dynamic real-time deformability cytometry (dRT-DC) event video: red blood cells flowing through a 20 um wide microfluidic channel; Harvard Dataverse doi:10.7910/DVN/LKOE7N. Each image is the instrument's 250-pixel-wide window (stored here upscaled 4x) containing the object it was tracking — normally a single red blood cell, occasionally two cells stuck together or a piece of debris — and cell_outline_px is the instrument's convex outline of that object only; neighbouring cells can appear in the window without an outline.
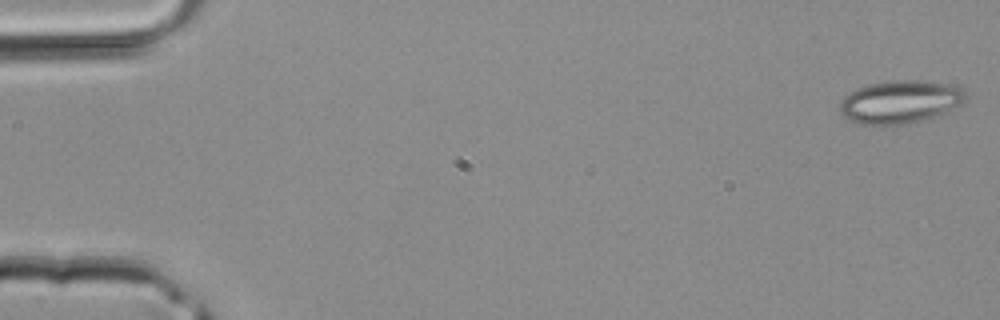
{"species": "common noctule bat (a hibernating species)", "species_latin": "Nyctalus noctula", "temperature_condition": "room temperature", "stored_images_in_passage": 40, "camera_frame_rate_fps": 3000, "um_per_image_px": 0.085, "animal": {"sex": "male", "body_mass_g": 20.4}, "frame": {"image": 1, "passage_image": 1, "time_ms": 0.0, "image_size_px": [1000, 320], "cell_outline_px": [[964, 100], [960, 104], [936, 116], [908, 124], [860, 124], [844, 116], [840, 112], [840, 100], [844, 96], [856, 88], [868, 84], [888, 80], [916, 80], [948, 84], [960, 88], [964, 92]], "centroid_in_image_um": [76.46, 8.65], "position_along_channel_um": 8.5, "area_um2": 31.15}}
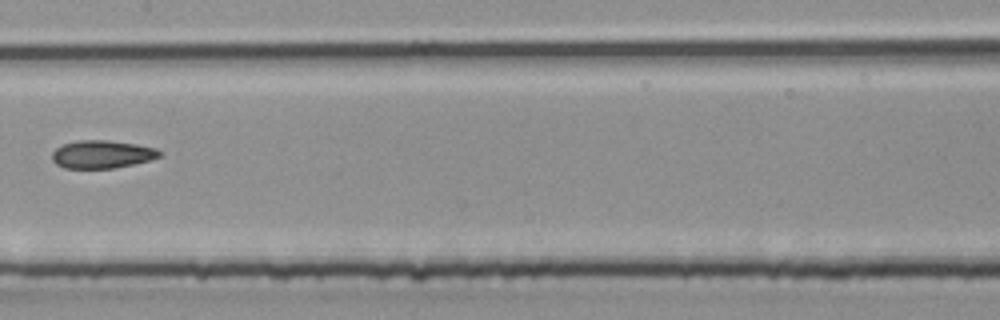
{"frame": {"image": 2, "passage_image": 21, "time_ms": 6.667, "image_size_px": [1000, 320], "cell_outline_px": [[164, 152], [160, 156], [148, 160], [132, 164], [112, 168], [64, 168], [56, 164], [52, 160], [52, 152], [56, 148], [64, 144], [76, 140], [108, 140], [136, 144], [156, 148]], "centroid_in_image_um": [8.66, 13.11], "position_along_channel_um": 198.7, "area_um2": 17.46}}
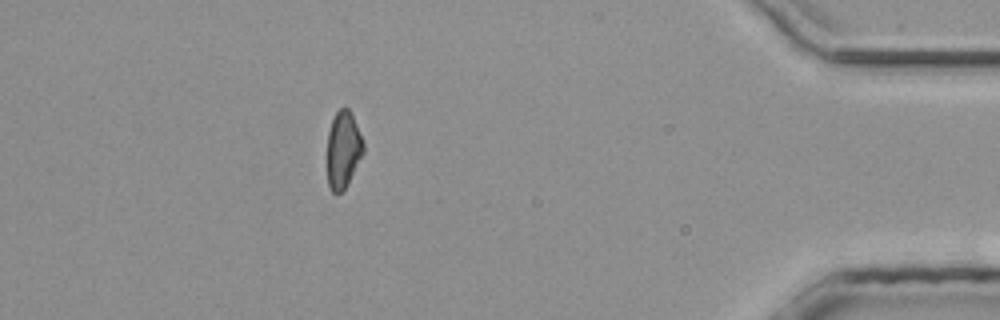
{"frame": {"image": 3, "passage_image": 36, "time_ms": 11.667, "image_size_px": [1000, 320], "cell_outline_px": [[364, 152], [348, 184], [336, 196], [332, 192], [328, 184], [328, 132], [332, 120], [336, 112], [344, 104], [352, 112], [364, 144]], "centroid_in_image_um": [29.18, 12.7], "position_along_channel_um": 406.0, "area_um2": 16.36}}